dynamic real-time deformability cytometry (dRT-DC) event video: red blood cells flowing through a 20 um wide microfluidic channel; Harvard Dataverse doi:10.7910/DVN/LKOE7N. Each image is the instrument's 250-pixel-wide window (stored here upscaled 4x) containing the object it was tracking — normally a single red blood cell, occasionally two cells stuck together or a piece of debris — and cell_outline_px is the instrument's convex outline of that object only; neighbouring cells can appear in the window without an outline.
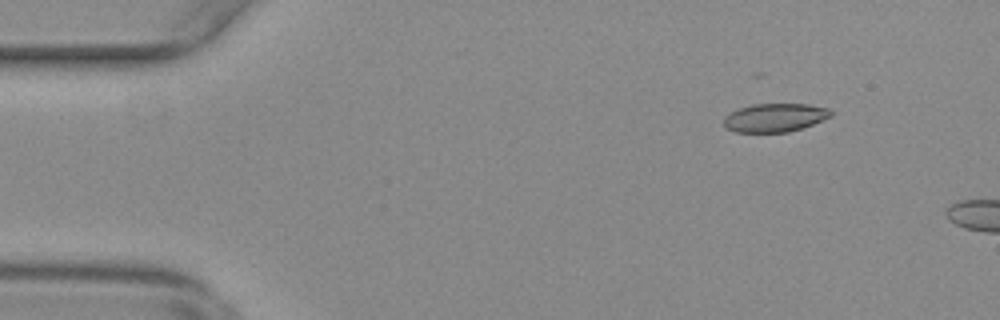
{"species": "common noctule bat (a hibernating species)", "species_latin": "Nyctalus noctula", "temperature_condition": "warm", "stored_images_in_passage": 4, "camera_frame_rate_fps": 3000, "um_per_image_px": 0.085, "animal": {"sex": "female", "body_mass_g": 29.2, "forearm_length_mm": 56.3}, "frame": {"image": 1, "passage_image": 1, "time_ms": 0.0, "image_size_px": [1000, 320], "cell_outline_px": [[832, 116], [812, 124], [788, 132], [736, 132], [724, 128], [724, 116], [728, 112], [752, 104], [808, 104], [828, 108], [832, 112]], "centroid_in_image_um": [65.82, 9.99], "position_along_channel_um": 19.2, "area_um2": 17.8}}